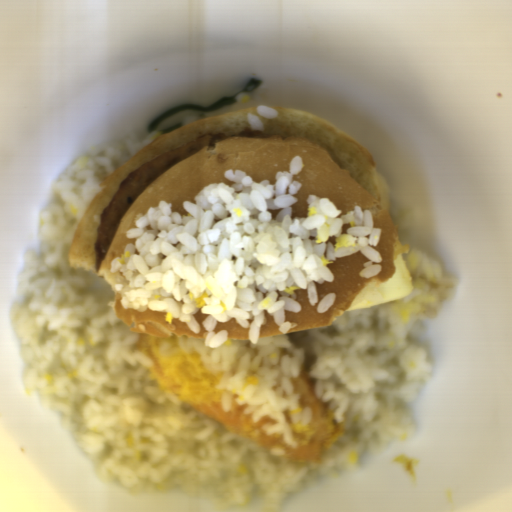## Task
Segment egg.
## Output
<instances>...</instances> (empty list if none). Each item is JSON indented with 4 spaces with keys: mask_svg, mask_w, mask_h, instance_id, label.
Masks as SVG:
<instances>
[{
    "mask_svg": "<svg viewBox=\"0 0 512 512\" xmlns=\"http://www.w3.org/2000/svg\"><path fill=\"white\" fill-rule=\"evenodd\" d=\"M413 289V281L396 241L395 270L391 278L385 283H371L362 288L346 306L344 312L402 299L408 297Z\"/></svg>",
    "mask_w": 512,
    "mask_h": 512,
    "instance_id": "d2b9013d",
    "label": "egg"
}]
</instances>
